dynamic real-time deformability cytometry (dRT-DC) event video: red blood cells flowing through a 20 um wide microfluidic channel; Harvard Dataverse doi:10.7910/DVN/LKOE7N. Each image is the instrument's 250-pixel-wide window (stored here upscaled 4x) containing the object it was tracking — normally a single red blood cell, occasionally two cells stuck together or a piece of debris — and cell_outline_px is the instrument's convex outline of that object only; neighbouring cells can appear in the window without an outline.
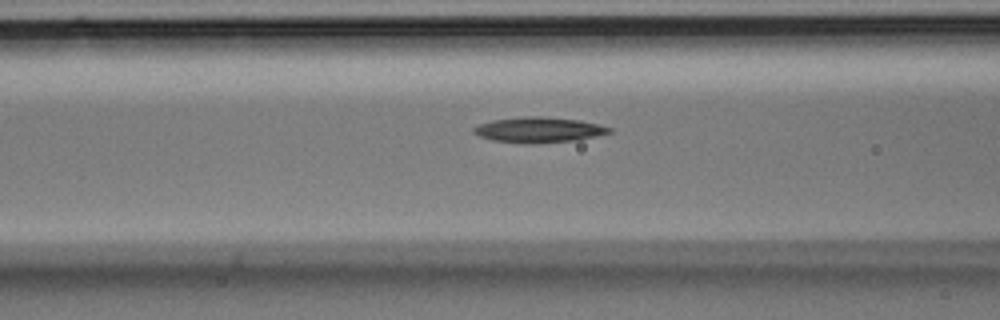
{"species": "Egyptian fruit bat (a non-hibernating species)", "species_latin": "Rousettus aegyptiacus", "temperature_condition": "room temperature", "stored_images_in_passage": 4, "camera_frame_rate_fps": 3000, "um_per_image_px": 0.085, "animal": {"sex": "male"}, "frame": {"image": 1, "passage_image": 4, "time_ms": 1.0, "image_size_px": [1000, 320], "cell_outline_px": [[612, 132], [596, 136], [572, 140], [532, 144], [524, 144], [492, 140], [480, 136], [472, 132], [472, 128], [480, 124], [492, 120], [524, 116], [540, 116], [580, 120], [612, 128]], "centroid_in_image_um": [45.75, 11.03], "position_along_channel_um": 120.8, "area_um2": 20.0}}